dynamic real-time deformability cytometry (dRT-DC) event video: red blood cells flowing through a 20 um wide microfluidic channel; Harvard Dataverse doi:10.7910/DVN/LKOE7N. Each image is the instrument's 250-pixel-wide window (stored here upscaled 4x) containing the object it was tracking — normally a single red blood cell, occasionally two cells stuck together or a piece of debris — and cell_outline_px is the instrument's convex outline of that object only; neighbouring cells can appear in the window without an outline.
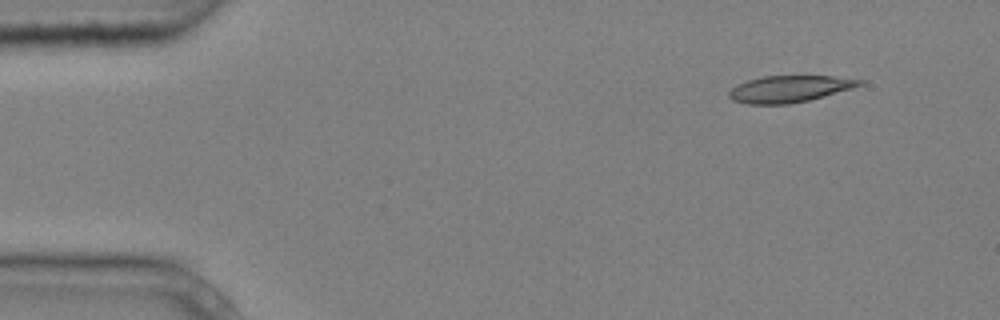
{"species": "common noctule bat (a hibernating species)", "species_latin": "Nyctalus noctula", "temperature_condition": "cold", "stored_images_in_passage": 5, "camera_frame_rate_fps": 3000, "um_per_image_px": 0.085, "animal": {"sex": "male", "body_mass_g": 20.4}, "frame": {"image": 1, "passage_image": 1, "time_ms": 0.0, "image_size_px": [1000, 320], "cell_outline_px": [[864, 84], [852, 88], [824, 96], [808, 100], [788, 104], [748, 104], [732, 100], [728, 96], [728, 92], [736, 84], [748, 80], [764, 76], [832, 76], [864, 80]], "centroid_in_image_um": [67.08, 7.55], "position_along_channel_um": 17.9, "area_um2": 20.23}}
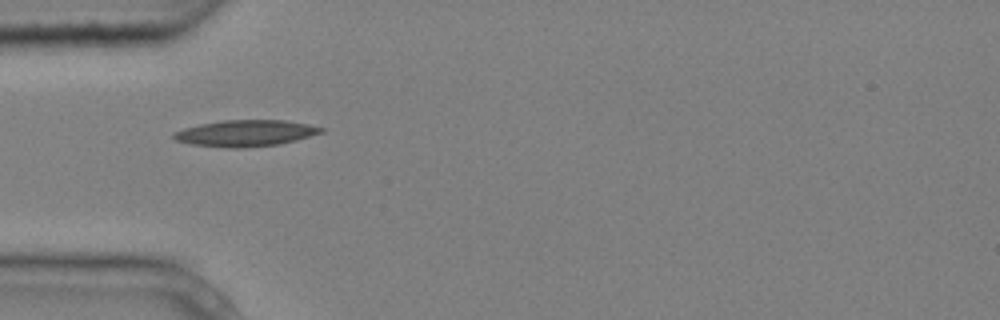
{"frame": {"image": 2, "passage_image": 4, "time_ms": 1.0, "image_size_px": [1000, 320], "cell_outline_px": [[324, 132], [296, 140], [276, 144], [240, 148], [228, 148], [192, 144], [176, 140], [172, 136], [172, 132], [184, 128], [200, 124], [224, 120], [284, 120], [308, 124], [324, 128]], "centroid_in_image_um": [20.86, 11.31], "position_along_channel_um": 64.1, "area_um2": 22.48}}
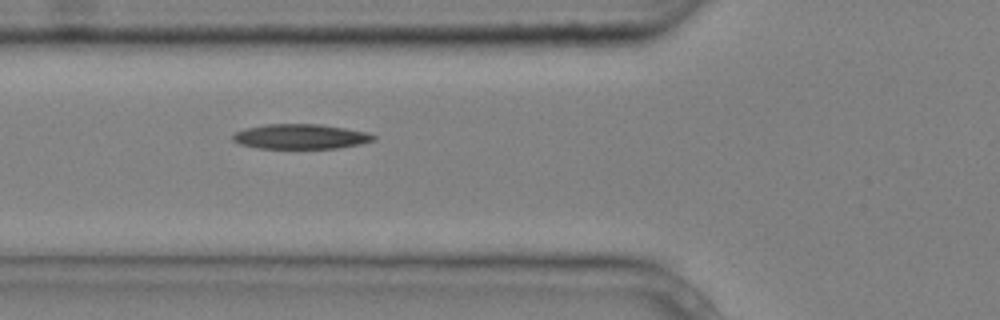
{"frame": {"image": 3, "passage_image": 5, "time_ms": 1.333, "image_size_px": [1000, 320], "cell_outline_px": [[376, 140], [360, 144], [336, 148], [260, 148], [240, 144], [232, 140], [232, 136], [236, 132], [244, 128], [264, 124], [320, 124], [368, 132], [376, 136]], "centroid_in_image_um": [25.55, 11.6], "position_along_channel_um": 100.2, "area_um2": 20.4}}